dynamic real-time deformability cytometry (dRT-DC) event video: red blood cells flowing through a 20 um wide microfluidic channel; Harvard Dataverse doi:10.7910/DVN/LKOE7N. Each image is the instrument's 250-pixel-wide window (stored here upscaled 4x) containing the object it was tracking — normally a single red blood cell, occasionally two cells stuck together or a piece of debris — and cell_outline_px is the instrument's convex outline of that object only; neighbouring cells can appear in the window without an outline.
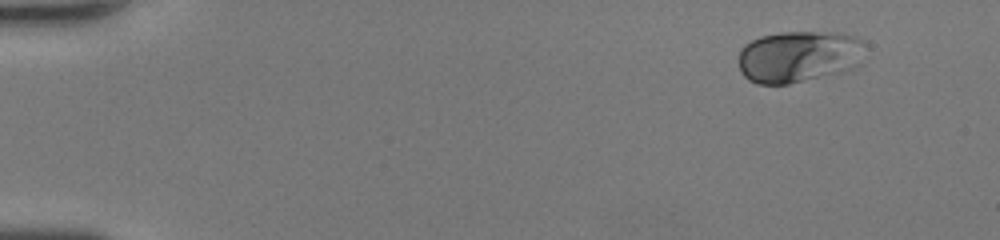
{"species": "human", "species_latin": "Homo sapiens", "temperature_condition": "room temperature", "stored_images_in_passage": 44, "camera_frame_rate_fps": 3000, "um_per_image_px": 0.085, "donor": {"sex": "female"}, "frame": {"image": 1, "passage_image": 1, "time_ms": 0.0, "image_size_px": [1000, 240], "cell_outline_px": [[864, 44], [860, 64], [852, 68], [840, 72], [788, 84], [756, 84], [748, 80], [740, 72], [740, 48], [744, 44], [760, 36], [780, 32], [832, 32], [856, 36]], "centroid_in_image_um": [67.87, 4.8], "position_along_channel_um": 17.1, "area_um2": 38.21}}
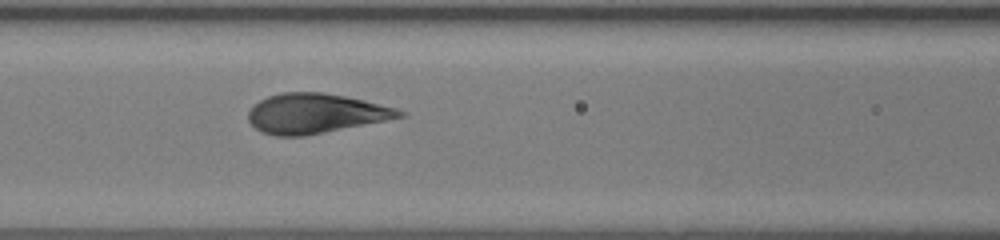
{"frame": {"image": 2, "passage_image": 18, "time_ms": 5.667, "image_size_px": [1000, 240], "cell_outline_px": [[408, 116], [388, 120], [304, 136], [276, 136], [260, 132], [248, 120], [248, 112], [252, 104], [268, 96], [280, 92], [324, 92], [364, 100], [396, 108], [408, 112]], "centroid_in_image_um": [26.82, 9.64], "position_along_channel_um": 139.8, "area_um2": 35.26}}
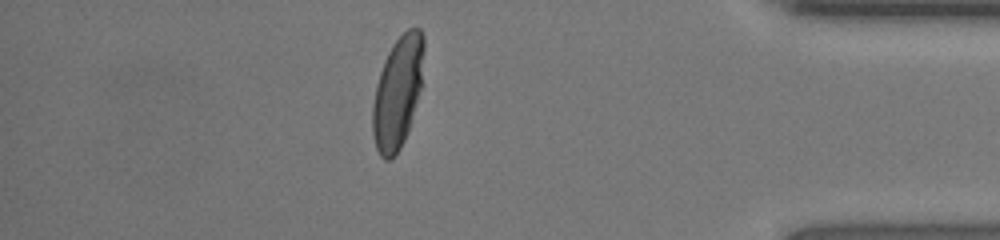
{"frame": {"image": 3, "passage_image": 38, "time_ms": 12.333, "image_size_px": [1000, 240], "cell_outline_px": [[424, 48], [420, 88], [408, 128], [404, 140], [400, 148], [388, 160], [384, 160], [380, 156], [376, 148], [372, 132], [372, 104], [376, 84], [384, 60], [388, 52], [396, 40], [408, 28], [420, 28], [424, 36]], "centroid_in_image_um": [33.77, 7.83], "position_along_channel_um": 401.4, "area_um2": 32.89}, "authors_computed_cell_mechanics": {"area_um2": 35.2869, "velocity_mm_per_s": 4.399, "shape_relaxation_time_tau1_ms": 3.0203, "shape_relaxation_time_tau2_ms": null, "deformation_change_tau1": 0.1776, "deformation_change_tau2": null}}